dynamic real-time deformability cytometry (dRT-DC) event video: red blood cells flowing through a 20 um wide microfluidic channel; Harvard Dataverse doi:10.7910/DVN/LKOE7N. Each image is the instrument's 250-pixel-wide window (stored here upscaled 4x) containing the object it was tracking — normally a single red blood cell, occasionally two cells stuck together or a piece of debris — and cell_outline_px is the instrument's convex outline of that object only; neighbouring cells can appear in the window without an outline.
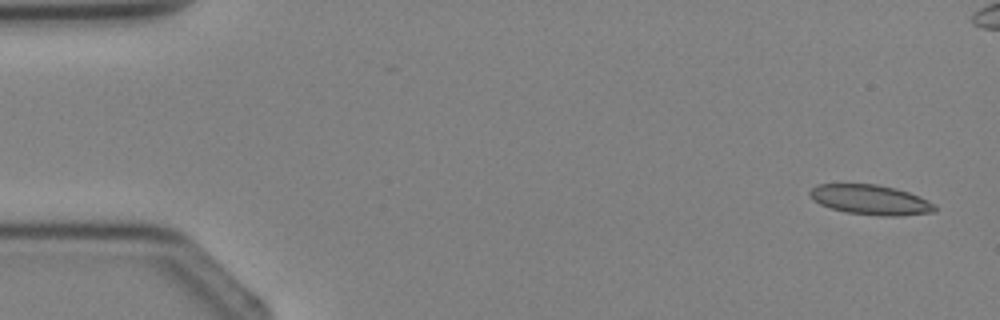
{"species": "Egyptian fruit bat (a non-hibernating species)", "species_latin": "Rousettus aegyptiacus", "temperature_condition": "cold", "stored_images_in_passage": 3, "camera_frame_rate_fps": 3000, "um_per_image_px": 0.085, "animal": {"sex": "female"}, "frame": {"image": 1, "passage_image": 1, "time_ms": 0.0, "image_size_px": [1000, 320], "cell_outline_px": [[936, 212], [896, 216], [884, 216], [848, 212], [832, 208], [820, 204], [812, 200], [808, 192], [816, 184], [876, 184], [896, 188], [920, 196], [936, 204]], "centroid_in_image_um": [74.01, 16.97], "position_along_channel_um": 11.0, "area_um2": 21.79}}